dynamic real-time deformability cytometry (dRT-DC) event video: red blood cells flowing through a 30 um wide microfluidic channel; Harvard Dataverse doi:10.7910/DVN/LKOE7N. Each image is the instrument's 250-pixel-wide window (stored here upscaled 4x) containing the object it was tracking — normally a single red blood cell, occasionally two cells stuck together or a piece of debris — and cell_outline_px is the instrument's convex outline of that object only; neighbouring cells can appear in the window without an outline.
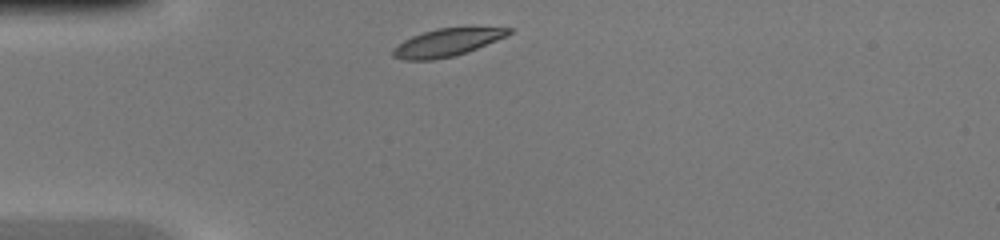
{"species": "common noctule bat (a hibernating species)", "species_latin": "Nyctalus noctula", "temperature_condition": "warm", "stored_images_in_passage": 31, "camera_frame_rate_fps": 3000, "um_per_image_px": 0.085, "animal": {"sex": "female", "body_mass_g": 20.0, "forearm_length_mm": 54.0}, "frame": {"image": 1, "passage_image": 1, "time_ms": 0.0, "image_size_px": [1000, 240], "cell_outline_px": [[512, 32], [508, 36], [456, 56], [432, 60], [404, 60], [392, 56], [392, 48], [396, 44], [412, 36], [436, 28], [512, 28]], "centroid_in_image_um": [37.95, 3.63], "position_along_channel_um": 47.0, "area_um2": 18.61}}
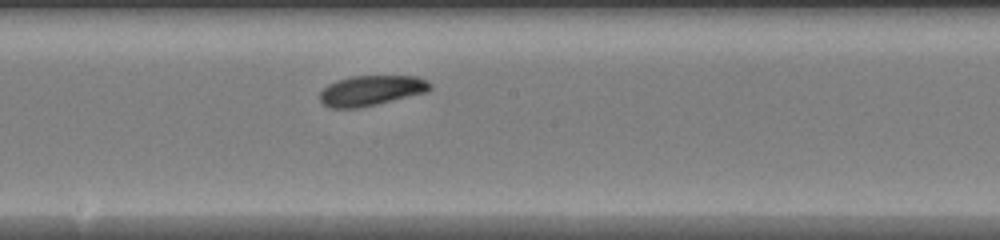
{"frame": {"image": 2, "passage_image": 14, "time_ms": 4.333, "image_size_px": [1000, 240], "cell_outline_px": [[432, 88], [428, 92], [360, 108], [328, 108], [320, 100], [320, 92], [328, 84], [336, 80], [352, 76], [416, 76], [428, 80], [432, 84]], "centroid_in_image_um": [31.57, 7.69], "position_along_channel_um": 216.6, "area_um2": 19.59}}
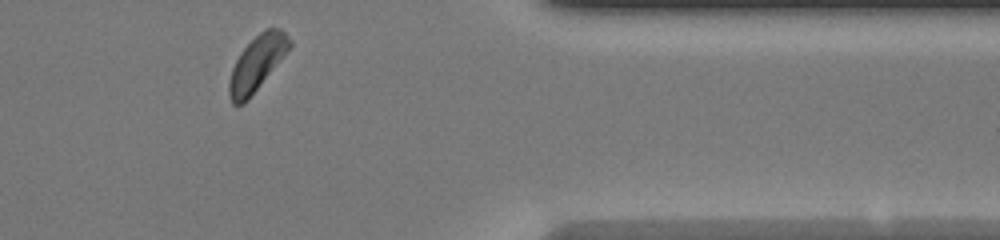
{"frame": {"image": 3, "passage_image": 27, "time_ms": 8.667, "image_size_px": [1000, 240], "cell_outline_px": [[292, 44], [248, 100], [244, 104], [232, 104], [228, 96], [228, 80], [232, 68], [240, 52], [264, 28], [280, 28], [292, 40]], "centroid_in_image_um": [21.8, 5.39], "position_along_channel_um": 389.6, "area_um2": 19.02}}